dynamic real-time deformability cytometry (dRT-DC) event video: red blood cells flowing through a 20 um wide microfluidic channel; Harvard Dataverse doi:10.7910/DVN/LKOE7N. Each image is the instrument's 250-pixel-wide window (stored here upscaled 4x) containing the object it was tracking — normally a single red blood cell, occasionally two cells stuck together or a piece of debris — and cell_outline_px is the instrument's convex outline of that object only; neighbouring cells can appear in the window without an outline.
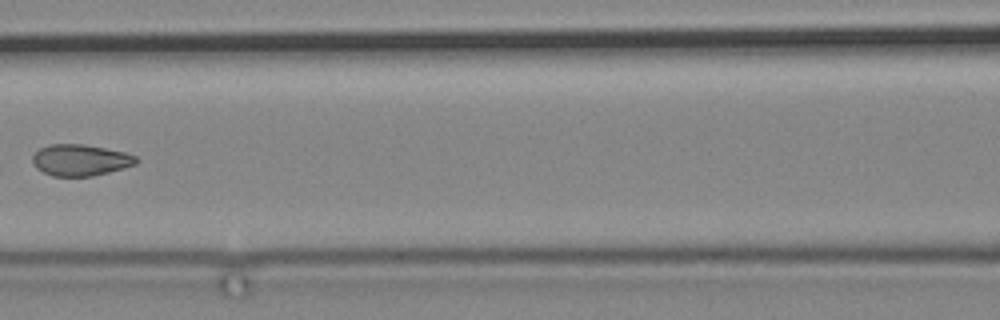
{"species": "common noctule bat (a hibernating species)", "species_latin": "Nyctalus noctula", "temperature_condition": "cold", "stored_images_in_passage": 11, "camera_frame_rate_fps": 3000, "um_per_image_px": 0.085, "animal": {"sex": "male", "body_mass_g": 19.2, "forearm_length_mm": 51.8}, "frame": {"image": 1, "passage_image": 11, "time_ms": 12.667, "image_size_px": [1000, 320], "cell_outline_px": [[140, 160], [136, 164], [108, 172], [92, 176], [52, 176], [36, 168], [32, 160], [32, 156], [40, 148], [48, 144], [84, 144], [124, 152], [136, 156]], "centroid_in_image_um": [6.82, 13.6], "position_along_channel_um": 159.8, "area_um2": 18.9}}